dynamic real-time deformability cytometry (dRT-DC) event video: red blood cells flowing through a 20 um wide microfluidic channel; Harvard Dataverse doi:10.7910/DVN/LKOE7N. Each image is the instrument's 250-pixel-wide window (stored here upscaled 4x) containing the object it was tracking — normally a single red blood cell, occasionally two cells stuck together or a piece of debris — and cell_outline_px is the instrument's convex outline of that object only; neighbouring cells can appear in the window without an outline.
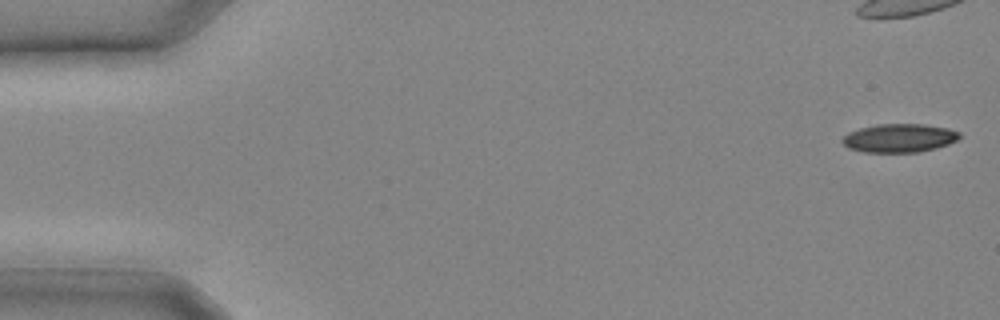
{"species": "common noctule bat (a hibernating species)", "species_latin": "Nyctalus noctula", "temperature_condition": "cold", "stored_images_in_passage": 11, "camera_frame_rate_fps": 3000, "um_per_image_px": 0.085, "animal": {"sex": "male", "body_mass_g": 20.4}, "frame": {"image": 1, "passage_image": 1, "time_ms": 0.0, "image_size_px": [1000, 320], "cell_outline_px": [[960, 136], [956, 140], [948, 144], [936, 148], [920, 152], [864, 152], [848, 148], [840, 140], [848, 132], [860, 128], [876, 124], [924, 124], [948, 128], [960, 132]], "centroid_in_image_um": [76.43, 11.73], "position_along_channel_um": 8.6, "area_um2": 19.54}}
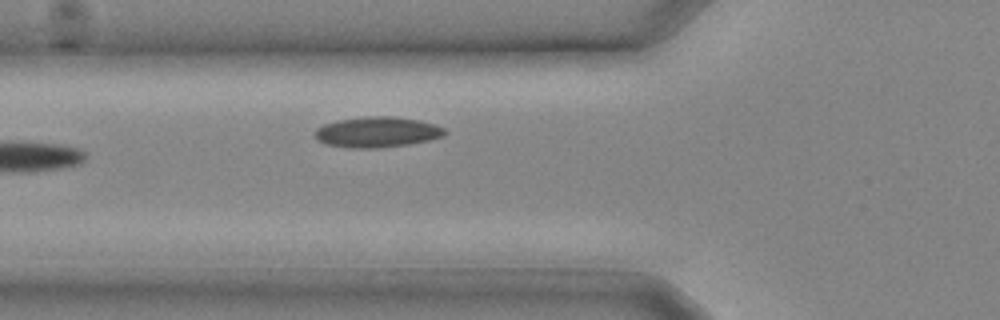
{"frame": {"image": 2, "passage_image": 11, "time_ms": 3.333, "image_size_px": [1000, 320], "cell_outline_px": [[448, 132], [444, 136], [428, 140], [408, 144], [376, 148], [348, 148], [324, 144], [316, 136], [316, 128], [324, 124], [340, 120], [368, 116], [392, 116], [420, 120], [444, 128]], "centroid_in_image_um": [32.07, 11.23], "position_along_channel_um": 93.7, "area_um2": 22.95}}